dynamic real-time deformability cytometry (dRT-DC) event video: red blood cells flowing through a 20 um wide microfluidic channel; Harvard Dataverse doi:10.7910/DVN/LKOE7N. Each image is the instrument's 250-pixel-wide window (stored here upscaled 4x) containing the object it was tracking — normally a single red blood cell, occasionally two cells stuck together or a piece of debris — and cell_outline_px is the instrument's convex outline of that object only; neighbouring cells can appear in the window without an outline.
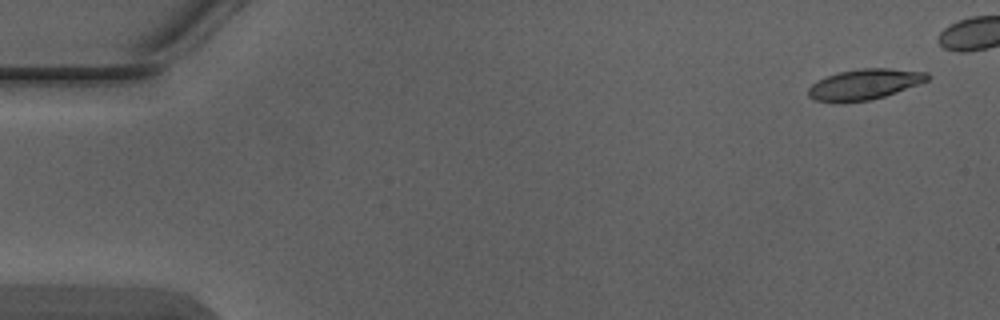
{"species": "Egyptian fruit bat (a non-hibernating species)", "species_latin": "Rousettus aegyptiacus", "temperature_condition": "warm", "stored_images_in_passage": 5, "camera_frame_rate_fps": 3000, "um_per_image_px": 0.085, "animal": {"sex": "male"}, "frame": {"image": 1, "passage_image": 1, "time_ms": 0.0, "image_size_px": [1000, 320], "cell_outline_px": [[928, 80], [896, 92], [884, 96], [868, 100], [816, 100], [808, 96], [808, 88], [812, 84], [828, 76], [840, 72], [860, 68], [888, 68], [928, 72]], "centroid_in_image_um": [73.52, 7.13], "position_along_channel_um": 11.5, "area_um2": 20.35}}